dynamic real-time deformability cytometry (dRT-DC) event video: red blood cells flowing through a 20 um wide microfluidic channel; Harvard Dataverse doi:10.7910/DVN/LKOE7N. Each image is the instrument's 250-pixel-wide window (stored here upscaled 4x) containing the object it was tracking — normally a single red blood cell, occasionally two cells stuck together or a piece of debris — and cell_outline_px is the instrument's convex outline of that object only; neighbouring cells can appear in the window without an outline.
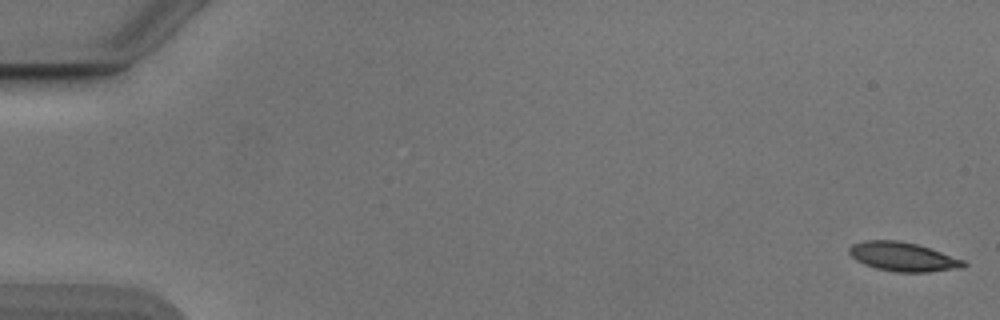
{"species": "Egyptian fruit bat (a non-hibernating species)", "species_latin": "Rousettus aegyptiacus", "temperature_condition": "cold", "stored_images_in_passage": 54, "camera_frame_rate_fps": 3000, "um_per_image_px": 0.085, "animal": {"sex": "male"}, "frame": {"image": 1, "passage_image": 1, "time_ms": 0.0, "image_size_px": [1000, 320], "cell_outline_px": [[968, 264], [964, 268], [928, 272], [896, 272], [876, 268], [864, 264], [856, 260], [848, 252], [848, 248], [852, 244], [864, 240], [900, 240], [916, 244], [964, 260]], "centroid_in_image_um": [76.74, 21.83], "position_along_channel_um": 8.3, "area_um2": 19.36}}
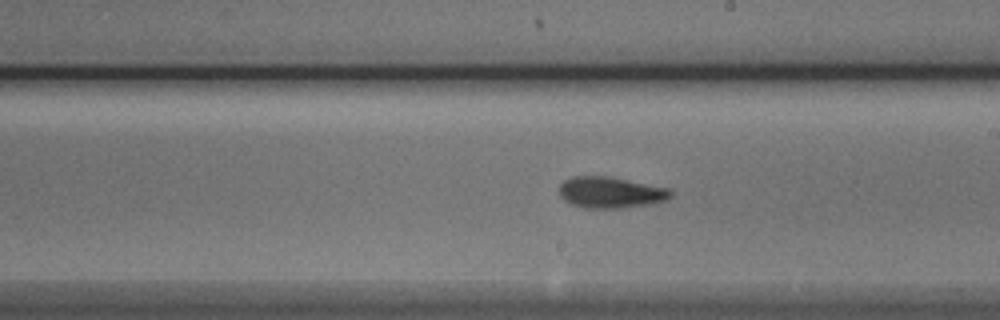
{"frame": {"image": 2, "passage_image": 31, "time_ms": 10.0, "image_size_px": [1000, 320], "cell_outline_px": [[672, 196], [656, 204], [620, 208], [584, 208], [572, 204], [564, 200], [560, 196], [560, 184], [564, 180], [572, 176], [608, 176], [668, 188], [672, 192]], "centroid_in_image_um": [51.9, 16.36], "position_along_channel_um": 237.1, "area_um2": 20.35}}
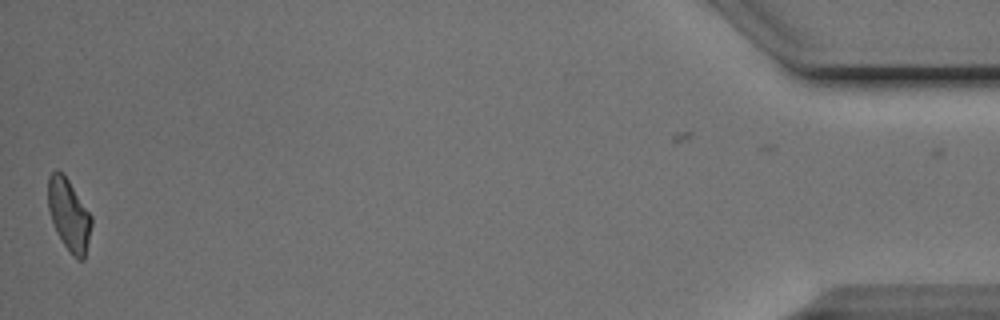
{"frame": {"image": 3, "passage_image": 53, "time_ms": 17.333, "image_size_px": [1000, 320], "cell_outline_px": [[92, 224], [84, 260], [76, 260], [72, 256], [56, 232], [48, 208], [48, 176], [56, 168], [68, 180], [92, 216]], "centroid_in_image_um": [5.86, 18.28], "position_along_channel_um": 429.3, "area_um2": 18.03}, "authors_computed_cell_mechanics": {"area_um2": 19.6809, "velocity_mm_per_s": 3.874, "shape_relaxation_time_tau1_ms": 4.0572, "shape_relaxation_time_tau2_ms": 3.7469, "deformation_change_tau1": 0.1291, "deformation_change_tau2": 0.1027}}